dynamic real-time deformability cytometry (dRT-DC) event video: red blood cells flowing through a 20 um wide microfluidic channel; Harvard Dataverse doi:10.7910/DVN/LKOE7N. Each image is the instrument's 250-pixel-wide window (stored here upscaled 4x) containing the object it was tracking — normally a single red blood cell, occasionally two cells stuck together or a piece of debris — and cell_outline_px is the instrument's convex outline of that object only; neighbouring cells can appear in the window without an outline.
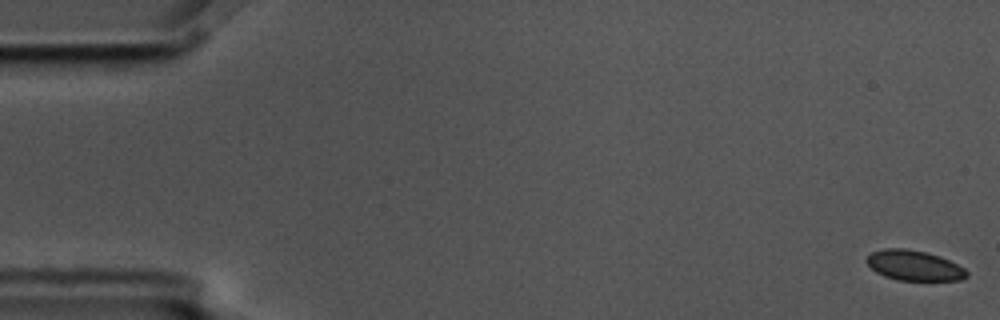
{"species": "common noctule bat (a hibernating species)", "species_latin": "Nyctalus noctula", "temperature_condition": "cold", "stored_images_in_passage": 5, "camera_frame_rate_fps": 3000, "um_per_image_px": 0.085, "animal": {"sex": "male", "body_mass_g": 17.5, "forearm_length_mm": 52.3}, "frame": {"image": 1, "passage_image": 1, "time_ms": 0.0, "image_size_px": [1000, 320], "cell_outline_px": [[968, 276], [960, 280], [896, 280], [884, 276], [876, 272], [864, 260], [872, 252], [884, 248], [904, 248], [924, 252], [940, 256], [964, 268], [968, 272]], "centroid_in_image_um": [77.68, 22.57], "position_along_channel_um": 7.3, "area_um2": 17.51}}